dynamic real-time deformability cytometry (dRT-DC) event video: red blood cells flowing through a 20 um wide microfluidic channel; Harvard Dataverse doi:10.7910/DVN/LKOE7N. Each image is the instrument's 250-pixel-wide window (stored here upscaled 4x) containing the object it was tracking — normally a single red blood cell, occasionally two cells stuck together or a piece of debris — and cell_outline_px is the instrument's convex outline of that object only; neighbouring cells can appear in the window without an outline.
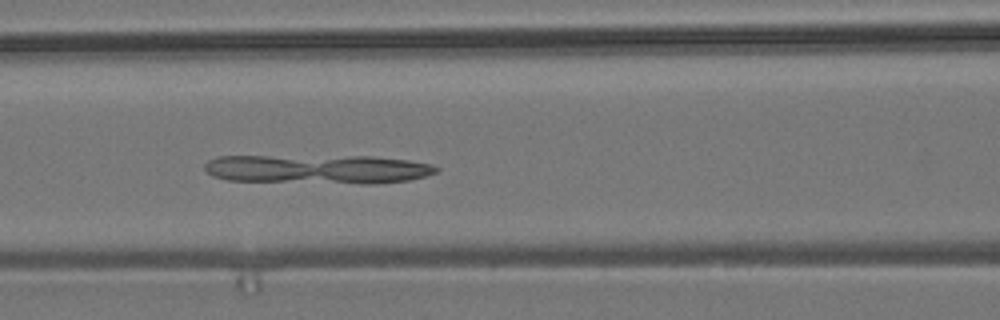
{"species": "common noctule bat (a hibernating species)", "species_latin": "Nyctalus noctula", "temperature_condition": "room temperature", "stored_images_in_passage": 56, "camera_frame_rate_fps": 3000, "um_per_image_px": 0.085, "animal": {"sex": "male", "body_mass_g": 19.2, "forearm_length_mm": 51.8}, "frame": {"image": 1, "passage_image": 24, "time_ms": 7.667, "image_size_px": [1000, 320], "cell_outline_px": [[440, 168], [436, 172], [424, 176], [408, 180], [376, 184], [360, 184], [228, 180], [212, 176], [204, 168], [204, 164], [208, 160], [216, 156], [372, 156], [408, 160], [432, 164]], "centroid_in_image_um": [27.0, 14.38], "position_along_channel_um": 139.6, "area_um2": 39.59}}
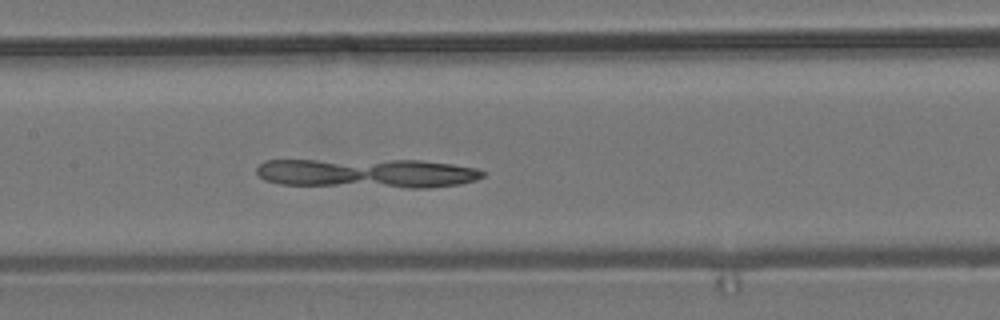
{"frame": {"image": 2, "passage_image": 27, "time_ms": 8.667, "image_size_px": [1000, 320], "cell_outline_px": [[488, 172], [484, 176], [476, 180], [460, 184], [428, 188], [408, 188], [280, 184], [264, 180], [256, 172], [256, 168], [264, 160], [420, 160], [452, 164], [476, 168]], "centroid_in_image_um": [31.25, 14.72], "position_along_channel_um": 176.2, "area_um2": 38.96}}